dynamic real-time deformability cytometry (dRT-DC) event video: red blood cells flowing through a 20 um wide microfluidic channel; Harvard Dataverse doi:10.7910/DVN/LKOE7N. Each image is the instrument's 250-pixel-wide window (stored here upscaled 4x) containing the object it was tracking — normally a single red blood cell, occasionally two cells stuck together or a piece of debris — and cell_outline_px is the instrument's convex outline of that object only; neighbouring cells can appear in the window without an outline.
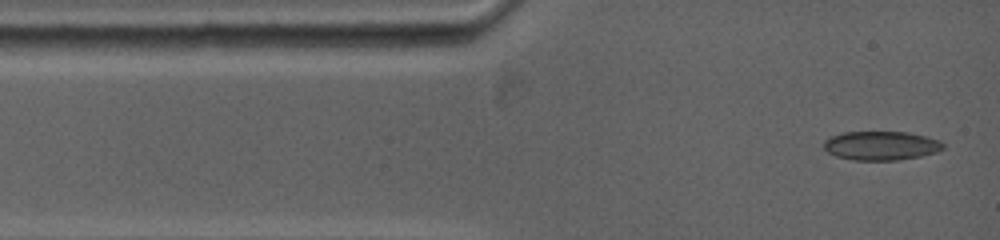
{"species": "common noctule bat (a hibernating species)", "species_latin": "Nyctalus noctula", "temperature_condition": "warm", "stored_images_in_passage": 5, "camera_frame_rate_fps": 5000, "um_per_image_px": 0.085, "animal": {"sex": "female", "body_mass_g": 19.0, "forearm_length_mm": 53.3}, "frame": {"image": 1, "passage_image": 1, "time_ms": 0.0, "image_size_px": [1000, 240], "cell_outline_px": [[944, 148], [936, 152], [920, 156], [896, 160], [852, 160], [836, 156], [828, 152], [824, 148], [824, 140], [840, 132], [908, 132], [940, 140], [944, 144]], "centroid_in_image_um": [74.88, 12.38], "position_along_channel_um": 10.1, "area_um2": 20.11}}
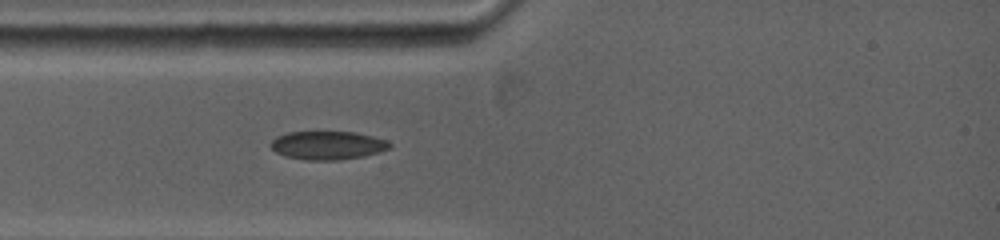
{"frame": {"image": 2, "passage_image": 5, "time_ms": 2.2, "image_size_px": [1000, 240], "cell_outline_px": [[392, 148], [380, 152], [364, 156], [340, 160], [304, 160], [284, 156], [276, 152], [268, 144], [276, 136], [288, 132], [352, 132], [372, 136], [384, 140], [392, 144]], "centroid_in_image_um": [27.83, 12.36], "position_along_channel_um": 57.2, "area_um2": 19.83}}